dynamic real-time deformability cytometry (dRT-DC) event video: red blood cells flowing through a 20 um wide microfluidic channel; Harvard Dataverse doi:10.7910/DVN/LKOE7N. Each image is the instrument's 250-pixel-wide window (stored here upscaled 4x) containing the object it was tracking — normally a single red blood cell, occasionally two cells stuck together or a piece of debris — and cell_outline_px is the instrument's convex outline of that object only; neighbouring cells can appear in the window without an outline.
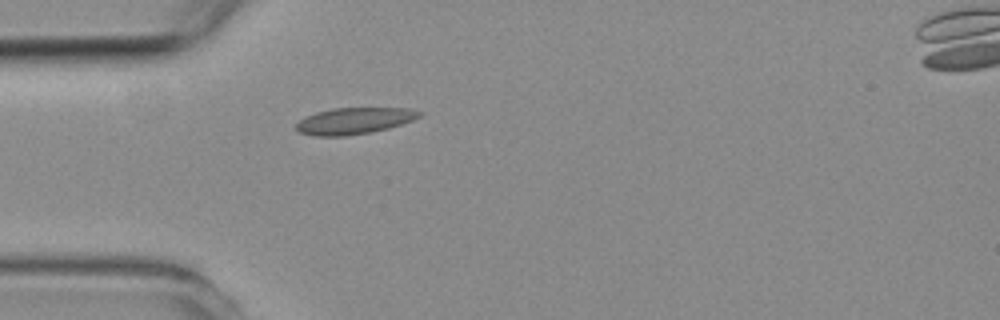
{"species": "common noctule bat (a hibernating species)", "species_latin": "Nyctalus noctula", "temperature_condition": "room temperature", "stored_images_in_passage": 2, "camera_frame_rate_fps": 3000, "um_per_image_px": 0.085, "animal": {"sex": "female", "body_mass_g": 19.3, "forearm_length_mm": 54.1}, "frame": {"image": 1, "passage_image": 1, "time_ms": 0.0, "image_size_px": [1000, 320], "cell_outline_px": [[424, 112], [420, 116], [412, 120], [388, 128], [368, 132], [344, 136], [316, 136], [300, 132], [296, 128], [296, 124], [304, 116], [316, 112], [332, 108], [408, 108]], "centroid_in_image_um": [30.09, 10.26], "position_along_channel_um": 54.9, "area_um2": 18.84}}